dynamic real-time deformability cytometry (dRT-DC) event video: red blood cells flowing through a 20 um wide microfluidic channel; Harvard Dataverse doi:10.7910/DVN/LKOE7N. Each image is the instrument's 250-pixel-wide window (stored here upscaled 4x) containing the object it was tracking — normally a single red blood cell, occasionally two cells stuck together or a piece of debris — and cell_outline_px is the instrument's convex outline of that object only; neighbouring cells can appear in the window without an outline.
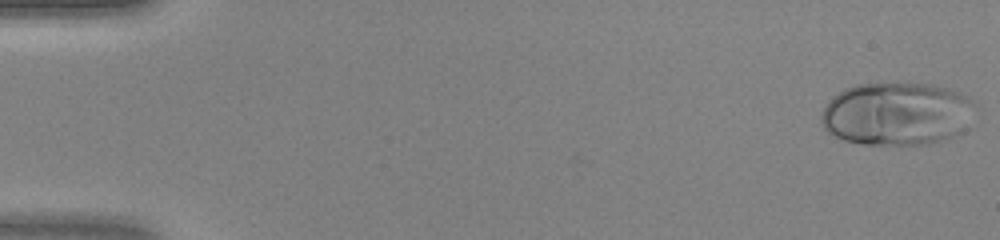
{"species": "human", "species_latin": "Homo sapiens", "temperature_condition": "warm", "stored_images_in_passage": 46, "camera_frame_rate_fps": 3000, "um_per_image_px": 0.085, "donor": {"sex": "female"}, "frame": {"image": 1, "passage_image": 1, "time_ms": 0.0, "image_size_px": [1000, 240], "cell_outline_px": [[976, 104], [964, 132], [948, 140], [928, 144], [860, 144], [844, 140], [828, 132], [824, 128], [820, 120], [820, 116], [828, 100], [832, 96], [844, 88], [856, 84], [880, 80], [932, 84], [948, 88], [960, 92], [968, 96]], "centroid_in_image_um": [76.24, 9.63], "position_along_channel_um": 8.8, "area_um2": 58.2}}
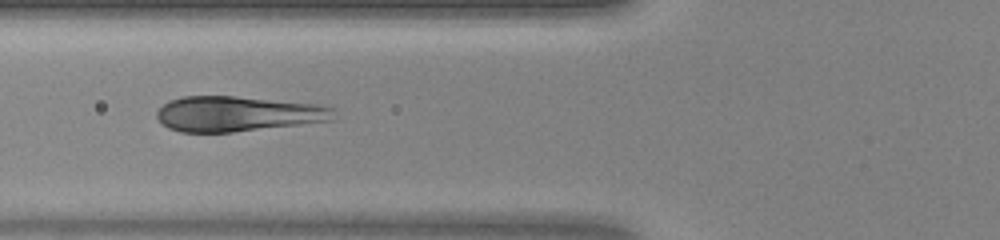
{"frame": {"image": 2, "passage_image": 18, "time_ms": 5.667, "image_size_px": [1000, 240], "cell_outline_px": [[336, 120], [232, 132], [180, 132], [168, 128], [156, 116], [156, 112], [168, 100], [184, 96], [236, 96], [316, 104], [336, 108]], "centroid_in_image_um": [20.24, 9.67], "position_along_channel_um": 105.6, "area_um2": 36.41}}
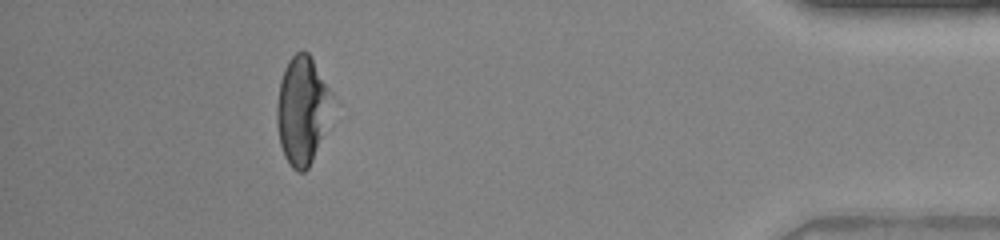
{"frame": {"image": 3, "passage_image": 42, "time_ms": 13.667, "image_size_px": [1000, 240], "cell_outline_px": [[332, 92], [320, 136], [312, 160], [308, 168], [304, 172], [296, 172], [292, 168], [284, 156], [280, 144], [276, 124], [276, 104], [280, 80], [284, 68], [288, 60], [296, 52], [308, 52]], "centroid_in_image_um": [25.6, 9.34], "position_along_channel_um": 409.6, "area_um2": 33.64}}